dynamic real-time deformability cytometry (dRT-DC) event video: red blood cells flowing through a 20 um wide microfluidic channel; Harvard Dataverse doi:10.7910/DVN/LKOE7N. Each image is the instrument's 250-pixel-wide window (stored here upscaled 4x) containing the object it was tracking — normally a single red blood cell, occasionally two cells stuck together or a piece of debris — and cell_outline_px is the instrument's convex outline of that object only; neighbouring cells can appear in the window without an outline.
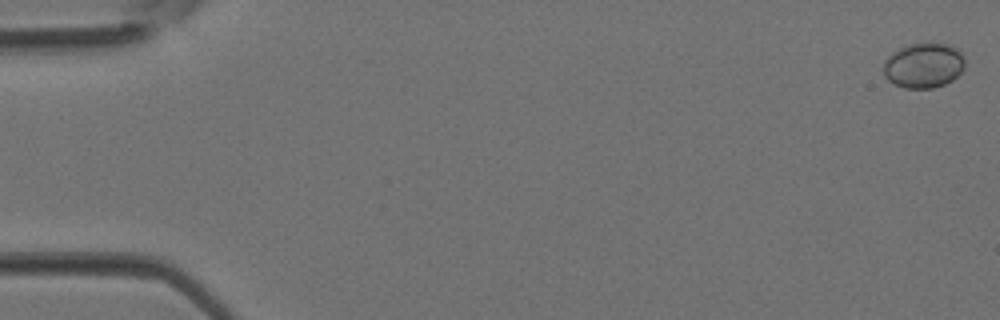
{"species": "Egyptian fruit bat (a non-hibernating species)", "species_latin": "Rousettus aegyptiacus", "temperature_condition": "room temperature", "stored_images_in_passage": 4, "camera_frame_rate_fps": 3000, "um_per_image_px": 0.085, "animal": {"sex": "female"}, "frame": {"image": 1, "passage_image": 1, "time_ms": 0.0, "image_size_px": [1000, 320], "cell_outline_px": [[964, 68], [952, 80], [944, 84], [932, 88], [904, 88], [888, 80], [884, 76], [884, 60], [892, 52], [908, 44], [944, 44], [956, 48], [960, 52], [964, 60]], "centroid_in_image_um": [78.48, 5.57], "position_along_channel_um": 6.5, "area_um2": 21.1}}
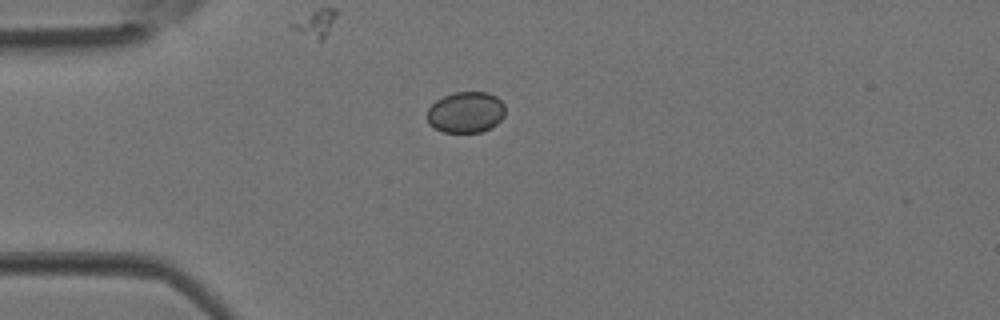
{"frame": {"image": 2, "passage_image": 4, "time_ms": 1.0, "image_size_px": [1000, 320], "cell_outline_px": [[504, 116], [496, 124], [480, 132], [444, 132], [428, 124], [428, 108], [436, 100], [452, 92], [488, 92], [496, 96], [504, 104]], "centroid_in_image_um": [39.59, 9.53], "position_along_channel_um": 45.4, "area_um2": 18.61}}